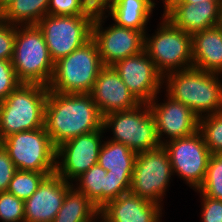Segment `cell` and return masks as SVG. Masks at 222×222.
<instances>
[{"instance_id":"1","label":"cell","mask_w":222,"mask_h":222,"mask_svg":"<svg viewBox=\"0 0 222 222\" xmlns=\"http://www.w3.org/2000/svg\"><path fill=\"white\" fill-rule=\"evenodd\" d=\"M44 127L52 144L99 130L103 116L90 93H58L48 91Z\"/></svg>"},{"instance_id":"2","label":"cell","mask_w":222,"mask_h":222,"mask_svg":"<svg viewBox=\"0 0 222 222\" xmlns=\"http://www.w3.org/2000/svg\"><path fill=\"white\" fill-rule=\"evenodd\" d=\"M164 81L167 94L188 106L198 118L222 112V81L218 73L192 67L170 72Z\"/></svg>"},{"instance_id":"3","label":"cell","mask_w":222,"mask_h":222,"mask_svg":"<svg viewBox=\"0 0 222 222\" xmlns=\"http://www.w3.org/2000/svg\"><path fill=\"white\" fill-rule=\"evenodd\" d=\"M49 88L21 83L0 102V142L15 133L44 127Z\"/></svg>"},{"instance_id":"4","label":"cell","mask_w":222,"mask_h":222,"mask_svg":"<svg viewBox=\"0 0 222 222\" xmlns=\"http://www.w3.org/2000/svg\"><path fill=\"white\" fill-rule=\"evenodd\" d=\"M104 67L95 41L84 45L54 63L48 85L49 91L58 93H91L99 72Z\"/></svg>"},{"instance_id":"5","label":"cell","mask_w":222,"mask_h":222,"mask_svg":"<svg viewBox=\"0 0 222 222\" xmlns=\"http://www.w3.org/2000/svg\"><path fill=\"white\" fill-rule=\"evenodd\" d=\"M12 65L21 83L48 87L54 71V61L37 25H17Z\"/></svg>"},{"instance_id":"6","label":"cell","mask_w":222,"mask_h":222,"mask_svg":"<svg viewBox=\"0 0 222 222\" xmlns=\"http://www.w3.org/2000/svg\"><path fill=\"white\" fill-rule=\"evenodd\" d=\"M103 128H112L111 141L125 144L135 153L155 150L161 145L155 118L148 103L130 110L111 112L103 117Z\"/></svg>"},{"instance_id":"7","label":"cell","mask_w":222,"mask_h":222,"mask_svg":"<svg viewBox=\"0 0 222 222\" xmlns=\"http://www.w3.org/2000/svg\"><path fill=\"white\" fill-rule=\"evenodd\" d=\"M155 35L145 34L144 50L154 62L157 70L166 74L193 67L192 36L175 27L166 17Z\"/></svg>"},{"instance_id":"8","label":"cell","mask_w":222,"mask_h":222,"mask_svg":"<svg viewBox=\"0 0 222 222\" xmlns=\"http://www.w3.org/2000/svg\"><path fill=\"white\" fill-rule=\"evenodd\" d=\"M16 169L55 172L56 147L46 128L23 131L4 138L1 142Z\"/></svg>"},{"instance_id":"9","label":"cell","mask_w":222,"mask_h":222,"mask_svg":"<svg viewBox=\"0 0 222 222\" xmlns=\"http://www.w3.org/2000/svg\"><path fill=\"white\" fill-rule=\"evenodd\" d=\"M94 17L48 14L36 24L44 36L54 63L92 38Z\"/></svg>"},{"instance_id":"10","label":"cell","mask_w":222,"mask_h":222,"mask_svg":"<svg viewBox=\"0 0 222 222\" xmlns=\"http://www.w3.org/2000/svg\"><path fill=\"white\" fill-rule=\"evenodd\" d=\"M172 175L170 158L163 146L137 153L129 192L161 204Z\"/></svg>"},{"instance_id":"11","label":"cell","mask_w":222,"mask_h":222,"mask_svg":"<svg viewBox=\"0 0 222 222\" xmlns=\"http://www.w3.org/2000/svg\"><path fill=\"white\" fill-rule=\"evenodd\" d=\"M162 146L168 152L173 173L198 190L204 182L211 156L201 132L166 141Z\"/></svg>"},{"instance_id":"12","label":"cell","mask_w":222,"mask_h":222,"mask_svg":"<svg viewBox=\"0 0 222 222\" xmlns=\"http://www.w3.org/2000/svg\"><path fill=\"white\" fill-rule=\"evenodd\" d=\"M102 133H104L103 127L69 139L56 147L55 172L61 178H64L67 182L71 181V184H73V180H76L91 166L97 164L100 149L103 145Z\"/></svg>"},{"instance_id":"13","label":"cell","mask_w":222,"mask_h":222,"mask_svg":"<svg viewBox=\"0 0 222 222\" xmlns=\"http://www.w3.org/2000/svg\"><path fill=\"white\" fill-rule=\"evenodd\" d=\"M107 16L97 15L92 25V39L95 41L104 66L137 55L144 51L145 34L135 29L112 26L103 29Z\"/></svg>"},{"instance_id":"14","label":"cell","mask_w":222,"mask_h":222,"mask_svg":"<svg viewBox=\"0 0 222 222\" xmlns=\"http://www.w3.org/2000/svg\"><path fill=\"white\" fill-rule=\"evenodd\" d=\"M112 67L141 103H149L154 99L165 83L164 76L145 50L115 62Z\"/></svg>"},{"instance_id":"15","label":"cell","mask_w":222,"mask_h":222,"mask_svg":"<svg viewBox=\"0 0 222 222\" xmlns=\"http://www.w3.org/2000/svg\"><path fill=\"white\" fill-rule=\"evenodd\" d=\"M164 103H157V96L148 105L155 118L158 138L161 145L164 141L193 135L199 130V118L185 104L173 99L166 93ZM169 138L164 140L162 136ZM163 139V140H161Z\"/></svg>"},{"instance_id":"16","label":"cell","mask_w":222,"mask_h":222,"mask_svg":"<svg viewBox=\"0 0 222 222\" xmlns=\"http://www.w3.org/2000/svg\"><path fill=\"white\" fill-rule=\"evenodd\" d=\"M71 186L56 172L47 175L36 192L24 201V222H53Z\"/></svg>"},{"instance_id":"17","label":"cell","mask_w":222,"mask_h":222,"mask_svg":"<svg viewBox=\"0 0 222 222\" xmlns=\"http://www.w3.org/2000/svg\"><path fill=\"white\" fill-rule=\"evenodd\" d=\"M90 94L103 117L111 112L130 110L141 104L112 66L101 69Z\"/></svg>"},{"instance_id":"18","label":"cell","mask_w":222,"mask_h":222,"mask_svg":"<svg viewBox=\"0 0 222 222\" xmlns=\"http://www.w3.org/2000/svg\"><path fill=\"white\" fill-rule=\"evenodd\" d=\"M221 7L212 1L193 3H168L163 16L175 27L193 34L219 25Z\"/></svg>"},{"instance_id":"19","label":"cell","mask_w":222,"mask_h":222,"mask_svg":"<svg viewBox=\"0 0 222 222\" xmlns=\"http://www.w3.org/2000/svg\"><path fill=\"white\" fill-rule=\"evenodd\" d=\"M161 206L128 192L101 208L100 218L106 222H160Z\"/></svg>"},{"instance_id":"20","label":"cell","mask_w":222,"mask_h":222,"mask_svg":"<svg viewBox=\"0 0 222 222\" xmlns=\"http://www.w3.org/2000/svg\"><path fill=\"white\" fill-rule=\"evenodd\" d=\"M193 67L222 74V29L219 26L192 35Z\"/></svg>"},{"instance_id":"21","label":"cell","mask_w":222,"mask_h":222,"mask_svg":"<svg viewBox=\"0 0 222 222\" xmlns=\"http://www.w3.org/2000/svg\"><path fill=\"white\" fill-rule=\"evenodd\" d=\"M155 7L153 0H116L108 6L117 26L135 29L146 34V25Z\"/></svg>"},{"instance_id":"22","label":"cell","mask_w":222,"mask_h":222,"mask_svg":"<svg viewBox=\"0 0 222 222\" xmlns=\"http://www.w3.org/2000/svg\"><path fill=\"white\" fill-rule=\"evenodd\" d=\"M137 153L125 144L111 140L104 141L98 164L107 171V175L115 177H132Z\"/></svg>"},{"instance_id":"23","label":"cell","mask_w":222,"mask_h":222,"mask_svg":"<svg viewBox=\"0 0 222 222\" xmlns=\"http://www.w3.org/2000/svg\"><path fill=\"white\" fill-rule=\"evenodd\" d=\"M98 218L100 219L98 207L72 184L53 222H93Z\"/></svg>"},{"instance_id":"24","label":"cell","mask_w":222,"mask_h":222,"mask_svg":"<svg viewBox=\"0 0 222 222\" xmlns=\"http://www.w3.org/2000/svg\"><path fill=\"white\" fill-rule=\"evenodd\" d=\"M49 0H14L1 13L0 19L13 25H36L48 15Z\"/></svg>"},{"instance_id":"25","label":"cell","mask_w":222,"mask_h":222,"mask_svg":"<svg viewBox=\"0 0 222 222\" xmlns=\"http://www.w3.org/2000/svg\"><path fill=\"white\" fill-rule=\"evenodd\" d=\"M98 163L91 166L75 181L76 189L83 193L100 210L108 203V176Z\"/></svg>"},{"instance_id":"26","label":"cell","mask_w":222,"mask_h":222,"mask_svg":"<svg viewBox=\"0 0 222 222\" xmlns=\"http://www.w3.org/2000/svg\"><path fill=\"white\" fill-rule=\"evenodd\" d=\"M52 173L55 172H37L17 169L10 181L7 192L25 201L36 192L43 179Z\"/></svg>"},{"instance_id":"27","label":"cell","mask_w":222,"mask_h":222,"mask_svg":"<svg viewBox=\"0 0 222 222\" xmlns=\"http://www.w3.org/2000/svg\"><path fill=\"white\" fill-rule=\"evenodd\" d=\"M199 131L211 154H222V112L199 118Z\"/></svg>"},{"instance_id":"28","label":"cell","mask_w":222,"mask_h":222,"mask_svg":"<svg viewBox=\"0 0 222 222\" xmlns=\"http://www.w3.org/2000/svg\"><path fill=\"white\" fill-rule=\"evenodd\" d=\"M196 191L204 196L222 200V154H211L204 182Z\"/></svg>"},{"instance_id":"29","label":"cell","mask_w":222,"mask_h":222,"mask_svg":"<svg viewBox=\"0 0 222 222\" xmlns=\"http://www.w3.org/2000/svg\"><path fill=\"white\" fill-rule=\"evenodd\" d=\"M0 220L24 222V201L7 191L0 192Z\"/></svg>"},{"instance_id":"30","label":"cell","mask_w":222,"mask_h":222,"mask_svg":"<svg viewBox=\"0 0 222 222\" xmlns=\"http://www.w3.org/2000/svg\"><path fill=\"white\" fill-rule=\"evenodd\" d=\"M48 14L54 16H94L79 0H49Z\"/></svg>"},{"instance_id":"31","label":"cell","mask_w":222,"mask_h":222,"mask_svg":"<svg viewBox=\"0 0 222 222\" xmlns=\"http://www.w3.org/2000/svg\"><path fill=\"white\" fill-rule=\"evenodd\" d=\"M20 84L12 60L0 59V102L4 101Z\"/></svg>"},{"instance_id":"32","label":"cell","mask_w":222,"mask_h":222,"mask_svg":"<svg viewBox=\"0 0 222 222\" xmlns=\"http://www.w3.org/2000/svg\"><path fill=\"white\" fill-rule=\"evenodd\" d=\"M17 25L0 19V59L12 60Z\"/></svg>"},{"instance_id":"33","label":"cell","mask_w":222,"mask_h":222,"mask_svg":"<svg viewBox=\"0 0 222 222\" xmlns=\"http://www.w3.org/2000/svg\"><path fill=\"white\" fill-rule=\"evenodd\" d=\"M16 170L7 150L0 143V192L8 190L10 181Z\"/></svg>"},{"instance_id":"34","label":"cell","mask_w":222,"mask_h":222,"mask_svg":"<svg viewBox=\"0 0 222 222\" xmlns=\"http://www.w3.org/2000/svg\"><path fill=\"white\" fill-rule=\"evenodd\" d=\"M202 196V222H222V200Z\"/></svg>"},{"instance_id":"35","label":"cell","mask_w":222,"mask_h":222,"mask_svg":"<svg viewBox=\"0 0 222 222\" xmlns=\"http://www.w3.org/2000/svg\"><path fill=\"white\" fill-rule=\"evenodd\" d=\"M108 176V202L130 191L132 177Z\"/></svg>"},{"instance_id":"36","label":"cell","mask_w":222,"mask_h":222,"mask_svg":"<svg viewBox=\"0 0 222 222\" xmlns=\"http://www.w3.org/2000/svg\"><path fill=\"white\" fill-rule=\"evenodd\" d=\"M82 6L94 16L105 15L108 5L105 3V0H79Z\"/></svg>"},{"instance_id":"37","label":"cell","mask_w":222,"mask_h":222,"mask_svg":"<svg viewBox=\"0 0 222 222\" xmlns=\"http://www.w3.org/2000/svg\"><path fill=\"white\" fill-rule=\"evenodd\" d=\"M204 0H171L169 3H193L203 2ZM216 2L220 7H222V0H205Z\"/></svg>"},{"instance_id":"38","label":"cell","mask_w":222,"mask_h":222,"mask_svg":"<svg viewBox=\"0 0 222 222\" xmlns=\"http://www.w3.org/2000/svg\"><path fill=\"white\" fill-rule=\"evenodd\" d=\"M14 0H0V13Z\"/></svg>"},{"instance_id":"39","label":"cell","mask_w":222,"mask_h":222,"mask_svg":"<svg viewBox=\"0 0 222 222\" xmlns=\"http://www.w3.org/2000/svg\"><path fill=\"white\" fill-rule=\"evenodd\" d=\"M222 29V7H221V13H220V21L218 25Z\"/></svg>"},{"instance_id":"40","label":"cell","mask_w":222,"mask_h":222,"mask_svg":"<svg viewBox=\"0 0 222 222\" xmlns=\"http://www.w3.org/2000/svg\"><path fill=\"white\" fill-rule=\"evenodd\" d=\"M114 1H116V0H105V3L109 6V5L112 4Z\"/></svg>"},{"instance_id":"41","label":"cell","mask_w":222,"mask_h":222,"mask_svg":"<svg viewBox=\"0 0 222 222\" xmlns=\"http://www.w3.org/2000/svg\"><path fill=\"white\" fill-rule=\"evenodd\" d=\"M163 1V3H164V6L166 5V4H168L171 0H162Z\"/></svg>"},{"instance_id":"42","label":"cell","mask_w":222,"mask_h":222,"mask_svg":"<svg viewBox=\"0 0 222 222\" xmlns=\"http://www.w3.org/2000/svg\"><path fill=\"white\" fill-rule=\"evenodd\" d=\"M102 220L100 222H106L103 218H101ZM97 220L93 221L96 222ZM99 222V221H98Z\"/></svg>"}]
</instances>
